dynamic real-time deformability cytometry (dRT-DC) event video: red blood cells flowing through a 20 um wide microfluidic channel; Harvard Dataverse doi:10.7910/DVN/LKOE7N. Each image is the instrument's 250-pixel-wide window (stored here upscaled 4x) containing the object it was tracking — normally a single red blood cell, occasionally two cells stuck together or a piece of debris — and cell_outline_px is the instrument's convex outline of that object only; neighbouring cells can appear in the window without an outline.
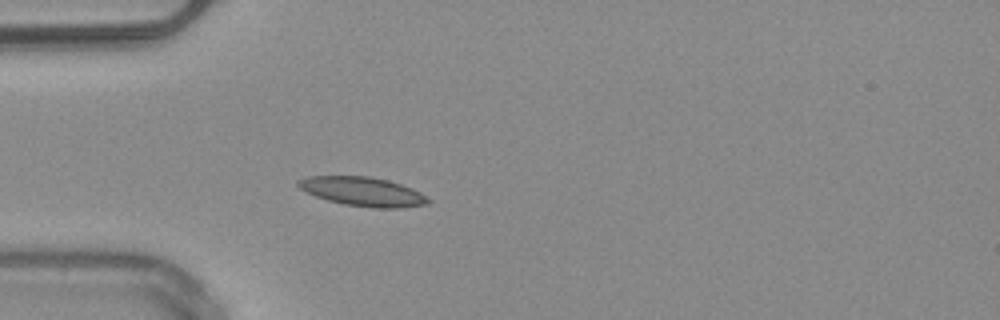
{"species": "common noctule bat (a hibernating species)", "species_latin": "Nyctalus noctula", "temperature_condition": "warm", "stored_images_in_passage": 51, "camera_frame_rate_fps": 3000, "um_per_image_px": 0.085, "animal": {"sex": "male", "body_mass_g": 20.4}, "frame": {"image": 1, "passage_image": 15, "time_ms": 4.667, "image_size_px": [1000, 320], "cell_outline_px": [[432, 200], [428, 204], [400, 208], [372, 208], [344, 204], [328, 200], [316, 196], [300, 188], [296, 184], [296, 180], [308, 176], [372, 176], [388, 180], [412, 188], [420, 192]], "centroid_in_image_um": [30.86, 16.28], "position_along_channel_um": 54.1, "area_um2": 22.08}, "authors_computed_cell_mechanics": {"area_um2": 20.1722, "velocity_mm_per_s": 3.976, "shape_relaxation_time_tau1_ms": 7.535, "shape_relaxation_time_tau2_ms": 7.3422, "deformation_change_tau1": 0.1596, "deformation_change_tau2": 0.1326}}